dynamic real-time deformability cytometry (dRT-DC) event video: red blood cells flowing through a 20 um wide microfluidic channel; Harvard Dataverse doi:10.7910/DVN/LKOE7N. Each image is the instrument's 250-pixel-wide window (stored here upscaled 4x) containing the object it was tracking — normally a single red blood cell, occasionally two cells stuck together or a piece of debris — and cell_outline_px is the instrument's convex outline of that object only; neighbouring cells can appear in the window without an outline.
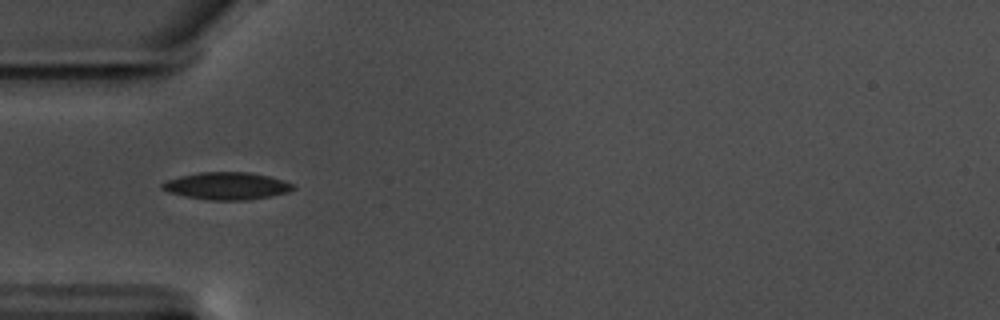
{"species": "common noctule bat (a hibernating species)", "species_latin": "Nyctalus noctula", "temperature_condition": "warm", "stored_images_in_passage": 25, "camera_frame_rate_fps": 3000, "um_per_image_px": 0.085, "animal": {"sex": "male", "body_mass_g": 17.5, "forearm_length_mm": 52.3}, "frame": {"image": 1, "passage_image": 4, "time_ms": 1.0, "image_size_px": [1000, 320], "cell_outline_px": [[296, 188], [288, 192], [248, 200], [208, 200], [184, 196], [168, 192], [160, 188], [160, 184], [168, 180], [180, 176], [200, 172], [248, 172], [268, 176], [284, 180], [292, 184]], "centroid_in_image_um": [19.25, 15.8], "position_along_channel_um": 65.8, "area_um2": 20.81}}
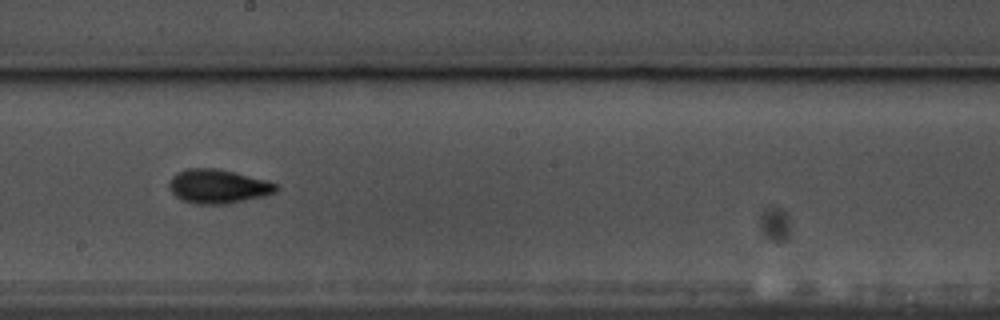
{"frame": {"image": 2, "passage_image": 18, "time_ms": 5.667, "image_size_px": [1000, 320], "cell_outline_px": [[280, 188], [276, 192], [264, 196], [224, 204], [196, 204], [180, 200], [168, 188], [168, 184], [172, 176], [188, 168], [212, 168], [232, 172], [264, 180], [276, 184]], "centroid_in_image_um": [18.5, 15.86], "position_along_channel_um": 229.7, "area_um2": 20.92}}